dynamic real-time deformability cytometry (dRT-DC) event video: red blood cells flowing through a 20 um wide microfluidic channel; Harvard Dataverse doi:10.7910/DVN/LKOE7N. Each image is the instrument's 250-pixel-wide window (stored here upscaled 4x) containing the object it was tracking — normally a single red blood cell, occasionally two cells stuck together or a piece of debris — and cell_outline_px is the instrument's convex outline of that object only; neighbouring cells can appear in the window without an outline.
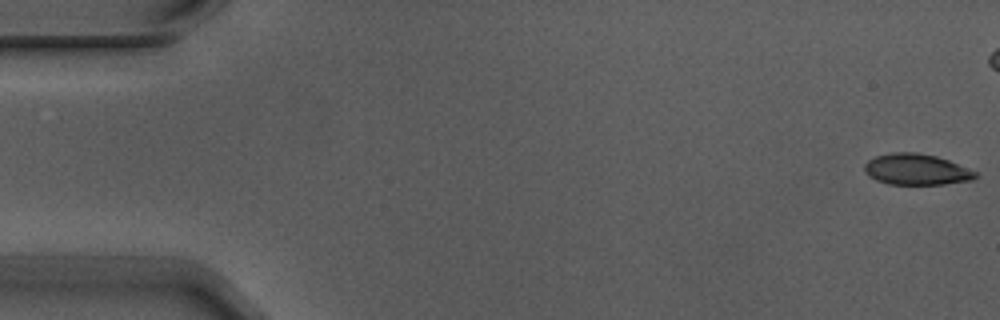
{"species": "Egyptian fruit bat (a non-hibernating species)", "species_latin": "Rousettus aegyptiacus", "temperature_condition": "warm", "stored_images_in_passage": 5, "camera_frame_rate_fps": 3000, "um_per_image_px": 0.085, "animal": {"sex": "male"}, "frame": {"image": 1, "passage_image": 1, "time_ms": 0.0, "image_size_px": [1000, 320], "cell_outline_px": [[976, 176], [972, 180], [944, 184], [888, 184], [876, 180], [868, 176], [864, 172], [864, 164], [868, 160], [876, 156], [892, 152], [916, 152], [936, 156], [948, 160], [976, 172]], "centroid_in_image_um": [77.84, 14.4], "position_along_channel_um": 7.2, "area_um2": 20.0}}